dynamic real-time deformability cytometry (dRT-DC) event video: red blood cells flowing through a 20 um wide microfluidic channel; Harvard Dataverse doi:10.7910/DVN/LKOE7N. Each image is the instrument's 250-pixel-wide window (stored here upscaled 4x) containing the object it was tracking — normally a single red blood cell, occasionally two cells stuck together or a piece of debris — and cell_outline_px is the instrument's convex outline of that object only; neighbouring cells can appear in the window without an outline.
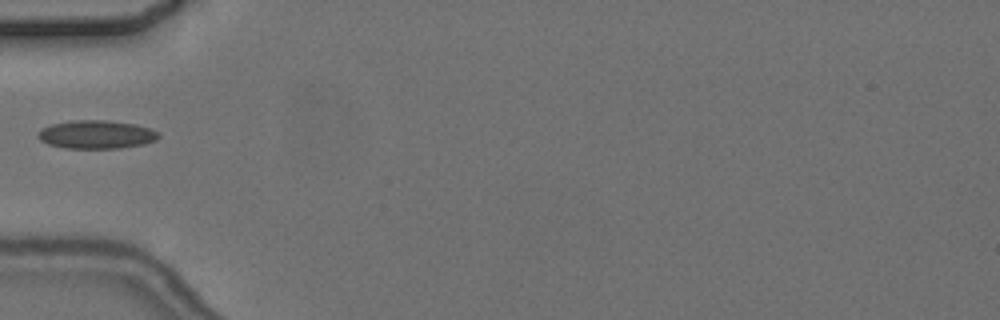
{"species": "common noctule bat (a hibernating species)", "species_latin": "Nyctalus noctula", "temperature_condition": "cold", "stored_images_in_passage": 1, "camera_frame_rate_fps": 3000, "um_per_image_px": 0.085, "animal": {"sex": "female", "body_mass_g": 24.6, "forearm_length_mm": 56.2}, "frame": {"image": 1, "passage_image": 1, "time_ms": 0.0, "image_size_px": [1000, 320], "cell_outline_px": [[160, 136], [156, 140], [144, 144], [120, 148], [64, 148], [48, 144], [40, 140], [40, 132], [44, 128], [52, 124], [68, 120], [108, 120], [136, 124], [160, 132]], "centroid_in_image_um": [8.24, 11.43], "position_along_channel_um": 76.8, "area_um2": 19.88}}